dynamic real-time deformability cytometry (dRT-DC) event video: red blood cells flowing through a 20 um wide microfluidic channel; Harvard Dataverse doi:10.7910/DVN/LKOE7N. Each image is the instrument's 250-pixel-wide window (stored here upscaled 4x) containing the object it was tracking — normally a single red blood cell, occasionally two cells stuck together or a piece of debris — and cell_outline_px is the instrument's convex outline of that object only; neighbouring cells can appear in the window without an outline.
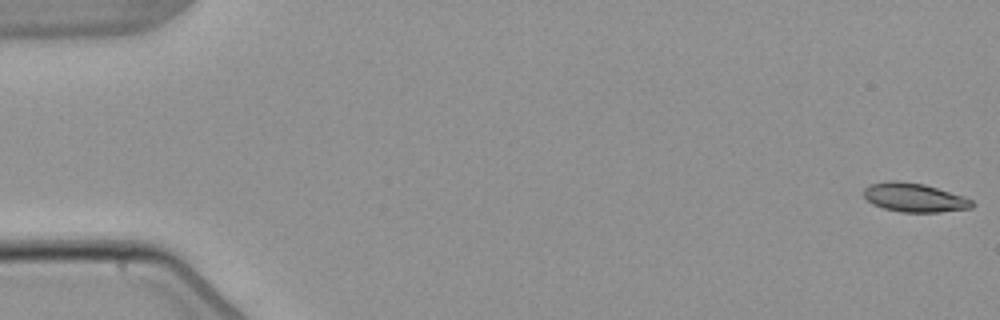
{"species": "common noctule bat (a hibernating species)", "species_latin": "Nyctalus noctula", "temperature_condition": "warm", "stored_images_in_passage": 5, "camera_frame_rate_fps": 3000, "um_per_image_px": 0.085, "animal": {"sex": "male", "body_mass_g": 21.5, "forearm_length_mm": 52.0}, "frame": {"image": 1, "passage_image": 1, "time_ms": 0.0, "image_size_px": [1000, 320], "cell_outline_px": [[976, 204], [972, 208], [940, 212], [900, 212], [884, 208], [872, 204], [864, 196], [864, 188], [868, 184], [888, 180], [900, 180], [924, 184], [964, 196], [972, 200]], "centroid_in_image_um": [77.72, 16.78], "position_along_channel_um": 7.3, "area_um2": 18.44}}
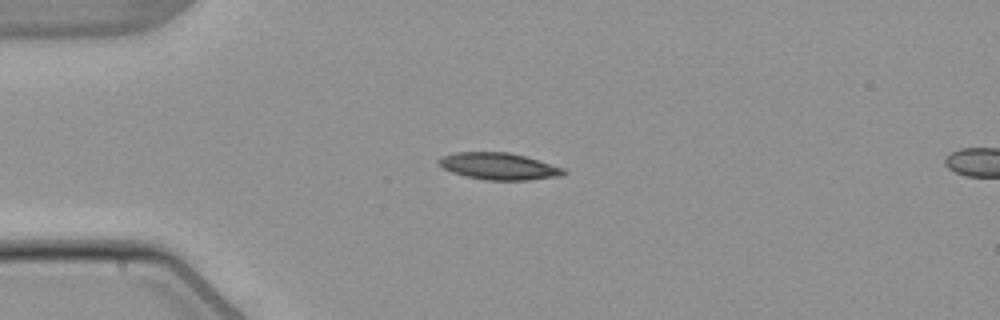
{"frame": {"image": 2, "passage_image": 4, "time_ms": 4.333, "image_size_px": [1000, 320], "cell_outline_px": [[568, 172], [564, 176], [528, 180], [488, 180], [468, 176], [452, 172], [444, 168], [436, 160], [444, 156], [456, 152], [508, 152], [524, 156], [564, 168]], "centroid_in_image_um": [42.45, 14.13], "position_along_channel_um": 42.5, "area_um2": 19.36}}